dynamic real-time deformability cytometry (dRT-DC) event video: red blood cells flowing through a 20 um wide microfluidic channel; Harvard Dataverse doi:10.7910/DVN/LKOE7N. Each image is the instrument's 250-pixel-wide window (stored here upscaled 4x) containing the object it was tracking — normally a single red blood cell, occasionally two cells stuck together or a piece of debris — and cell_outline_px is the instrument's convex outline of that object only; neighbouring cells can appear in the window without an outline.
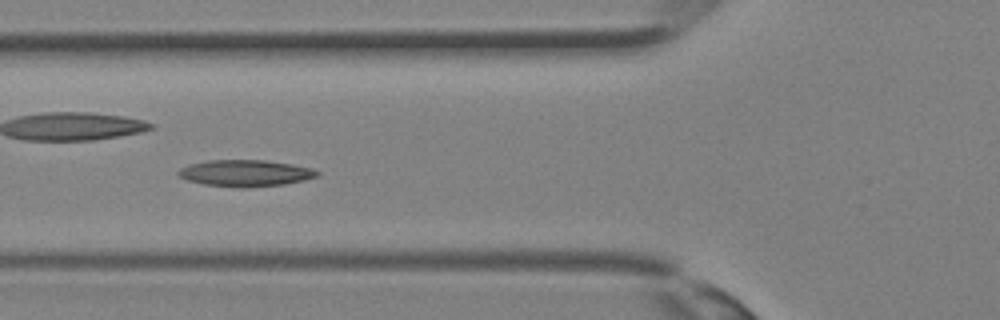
{"species": "Egyptian fruit bat (a non-hibernating species)", "species_latin": "Rousettus aegyptiacus", "temperature_condition": "room temperature", "stored_images_in_passage": 27, "camera_frame_rate_fps": 3000, "um_per_image_px": 0.085, "animal": {"sex": "female"}, "frame": {"image": 1, "passage_image": 5, "time_ms": 1.333, "image_size_px": [1000, 320], "cell_outline_px": [[320, 176], [304, 180], [284, 184], [240, 188], [204, 184], [188, 180], [180, 176], [176, 172], [180, 168], [188, 164], [208, 160], [264, 160], [292, 164], [312, 168], [320, 172]], "centroid_in_image_um": [20.87, 14.71], "position_along_channel_um": 104.9, "area_um2": 21.5}}
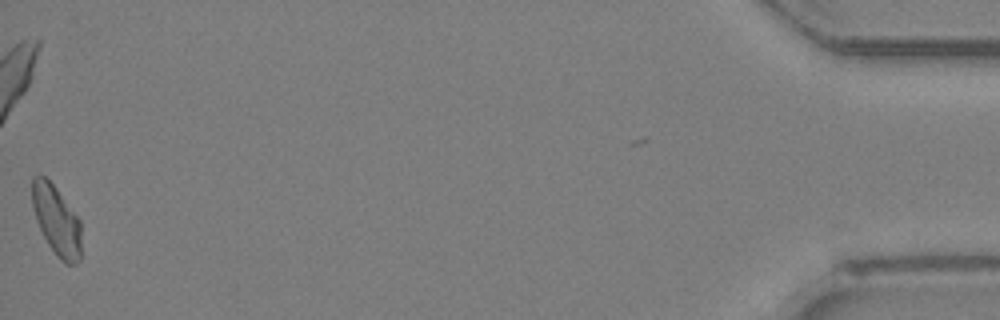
{"frame": {"image": 2, "passage_image": 27, "time_ms": 8.667, "image_size_px": [1000, 320], "cell_outline_px": [[80, 260], [76, 264], [64, 264], [56, 256], [48, 244], [36, 220], [32, 204], [32, 176], [44, 176], [56, 188], [80, 220]], "centroid_in_image_um": [4.8, 18.76], "position_along_channel_um": 430.4, "area_um2": 19.77}}